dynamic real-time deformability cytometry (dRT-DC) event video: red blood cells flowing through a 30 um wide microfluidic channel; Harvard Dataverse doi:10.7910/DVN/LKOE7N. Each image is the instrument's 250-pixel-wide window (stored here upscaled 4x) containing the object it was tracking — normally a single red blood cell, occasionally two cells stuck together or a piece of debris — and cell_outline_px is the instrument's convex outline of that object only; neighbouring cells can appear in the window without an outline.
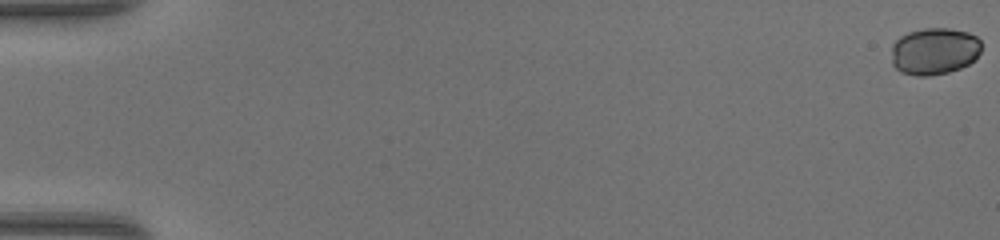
{"species": "common noctule bat (a hibernating species)", "species_latin": "Nyctalus noctula", "temperature_condition": "warm", "stored_images_in_passage": 50, "camera_frame_rate_fps": 3000, "um_per_image_px": 0.085, "animal": {"sex": "female", "body_mass_g": 17.0, "forearm_length_mm": 48.0}, "frame": {"image": 1, "passage_image": 1, "time_ms": 0.0, "image_size_px": [1000, 240], "cell_outline_px": [[980, 52], [976, 60], [960, 68], [948, 72], [928, 76], [916, 76], [900, 72], [892, 64], [892, 44], [900, 36], [908, 32], [924, 28], [948, 28], [968, 32], [976, 36], [980, 40]], "centroid_in_image_um": [79.41, 4.35], "position_along_channel_um": 5.6, "area_um2": 24.85}}
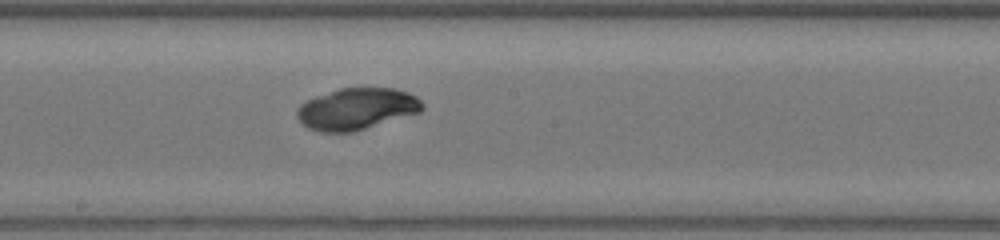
{"frame": {"image": 2, "passage_image": 29, "time_ms": 9.333, "image_size_px": [1000, 240], "cell_outline_px": [[424, 108], [420, 112], [352, 132], [320, 132], [308, 128], [296, 116], [296, 112], [300, 104], [316, 96], [340, 88], [396, 88], [408, 92], [416, 96], [424, 104]], "centroid_in_image_um": [30.33, 9.25], "position_along_channel_um": 217.9, "area_um2": 30.23}}
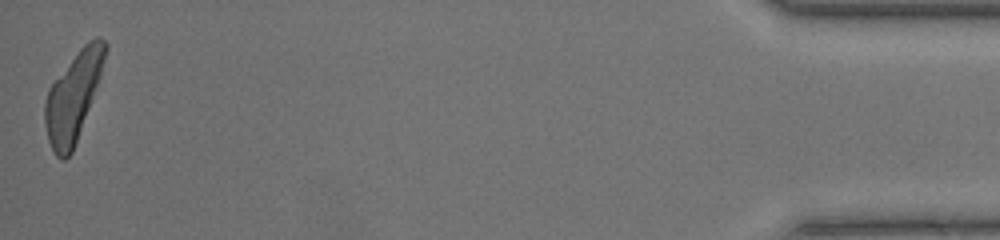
{"frame": {"image": 3, "passage_image": 50, "time_ms": 16.333, "image_size_px": [1000, 240], "cell_outline_px": [[108, 48], [100, 76], [72, 152], [64, 160], [60, 160], [52, 152], [48, 140], [44, 124], [44, 104], [48, 88], [80, 48], [88, 40], [96, 36], [100, 36], [108, 44]], "centroid_in_image_um": [6.2, 8.2], "position_along_channel_um": 429.0, "area_um2": 30.75}, "authors_computed_cell_mechanics": {"area_um2": 29.9982, "velocity_mm_per_s": 4.32, "shape_relaxation_time_tau1_ms": 1.4733, "shape_relaxation_time_tau2_ms": null, "deformation_change_tau1": 0.0149, "deformation_change_tau2": null}}